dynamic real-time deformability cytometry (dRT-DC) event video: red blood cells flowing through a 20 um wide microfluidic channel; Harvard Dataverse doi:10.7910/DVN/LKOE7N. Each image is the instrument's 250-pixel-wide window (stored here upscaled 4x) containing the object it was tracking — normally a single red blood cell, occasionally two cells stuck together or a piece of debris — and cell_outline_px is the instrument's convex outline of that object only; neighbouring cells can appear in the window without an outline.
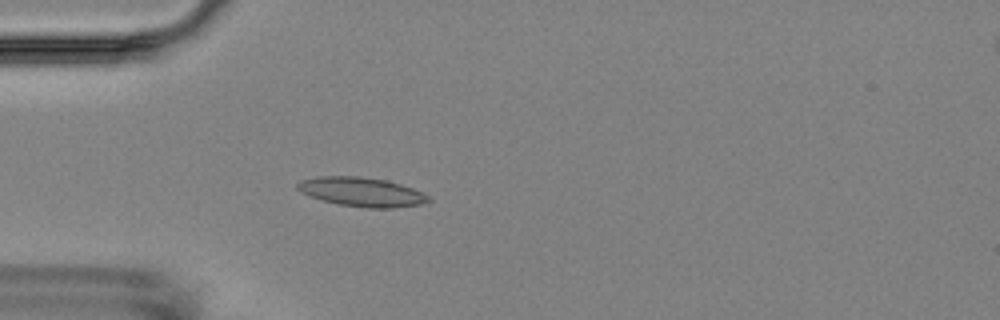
{"species": "Egyptian fruit bat (a non-hibernating species)", "species_latin": "Rousettus aegyptiacus", "temperature_condition": "room temperature", "stored_images_in_passage": 2, "camera_frame_rate_fps": 3000, "um_per_image_px": 0.085, "animal": {"sex": "female"}, "frame": {"image": 1, "passage_image": 2, "time_ms": 1.0, "image_size_px": [1000, 320], "cell_outline_px": [[432, 200], [420, 204], [392, 208], [368, 208], [340, 204], [308, 196], [300, 192], [296, 188], [296, 184], [300, 180], [320, 176], [360, 176], [388, 180], [412, 188], [428, 196]], "centroid_in_image_um": [30.71, 16.3], "position_along_channel_um": 54.3, "area_um2": 22.2}}